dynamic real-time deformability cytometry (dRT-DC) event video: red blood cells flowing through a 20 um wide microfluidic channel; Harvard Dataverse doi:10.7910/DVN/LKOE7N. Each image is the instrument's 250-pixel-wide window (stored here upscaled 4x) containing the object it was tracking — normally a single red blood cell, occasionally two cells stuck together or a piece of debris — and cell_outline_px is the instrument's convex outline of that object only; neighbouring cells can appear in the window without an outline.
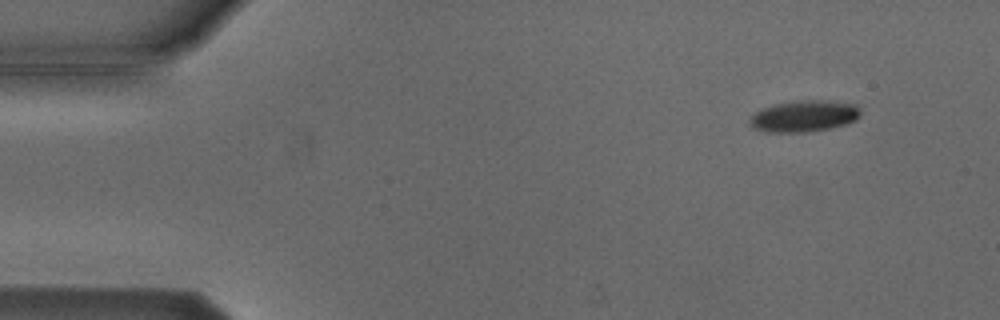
{"species": "Egyptian fruit bat (a non-hibernating species)", "species_latin": "Rousettus aegyptiacus", "temperature_condition": "cold", "stored_images_in_passage": 3, "camera_frame_rate_fps": 3000, "um_per_image_px": 0.085, "animal": {"sex": "male"}, "frame": {"image": 1, "passage_image": 1, "time_ms": 0.0, "image_size_px": [1000, 320], "cell_outline_px": [[860, 116], [856, 120], [844, 124], [828, 128], [804, 132], [768, 132], [752, 128], [748, 124], [748, 120], [756, 112], [764, 108], [776, 104], [796, 100], [828, 100], [856, 104], [860, 108]], "centroid_in_image_um": [68.35, 9.86], "position_along_channel_um": 16.7, "area_um2": 20.29}}
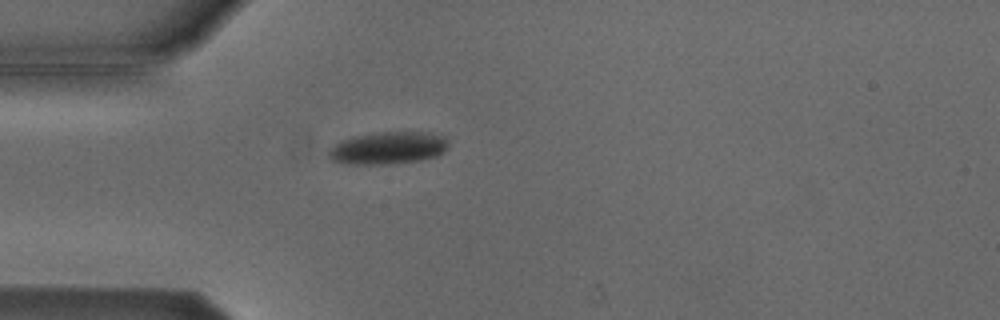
{"frame": {"image": 2, "passage_image": 3, "time_ms": 3.333, "image_size_px": [1000, 320], "cell_outline_px": [[448, 148], [444, 152], [436, 156], [420, 160], [392, 164], [348, 164], [332, 160], [328, 156], [328, 152], [340, 140], [352, 136], [372, 132], [428, 132], [448, 136]], "centroid_in_image_um": [33.03, 12.56], "position_along_channel_um": 52.0, "area_um2": 22.95}}